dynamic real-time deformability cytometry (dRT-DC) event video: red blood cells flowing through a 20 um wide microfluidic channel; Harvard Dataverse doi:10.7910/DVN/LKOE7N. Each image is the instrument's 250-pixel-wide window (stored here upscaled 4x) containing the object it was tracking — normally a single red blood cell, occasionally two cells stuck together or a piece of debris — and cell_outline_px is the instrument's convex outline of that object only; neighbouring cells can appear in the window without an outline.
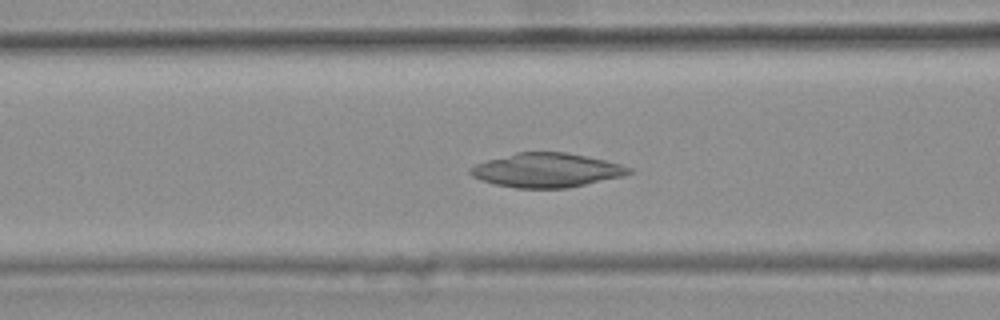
{"species": "common noctule bat (a hibernating species)", "species_latin": "Nyctalus noctula", "temperature_condition": "warm", "stored_images_in_passage": 45, "camera_frame_rate_fps": 3000, "um_per_image_px": 0.085, "animal": {"sex": "female", "body_mass_g": 25.1}, "frame": {"image": 1, "passage_image": 21, "time_ms": 6.667, "image_size_px": [1000, 320], "cell_outline_px": [[632, 172], [624, 176], [568, 188], [516, 188], [496, 184], [480, 180], [472, 176], [468, 172], [468, 168], [476, 164], [488, 160], [516, 152], [564, 152], [604, 160], [620, 164], [632, 168]], "centroid_in_image_um": [46.45, 14.47], "position_along_channel_um": 120.2, "area_um2": 31.44}}
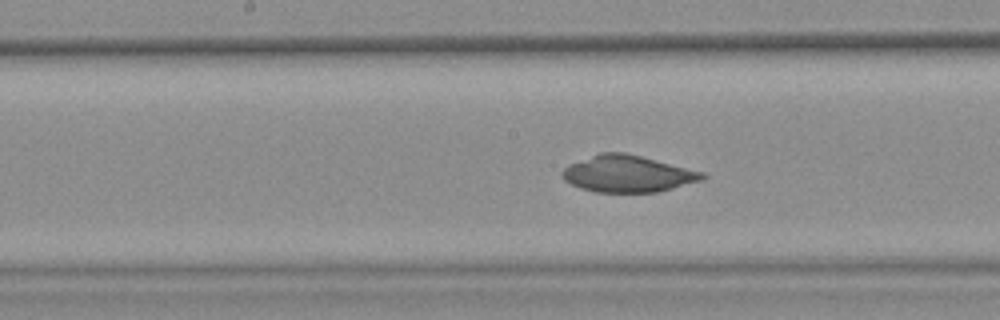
{"frame": {"image": 2, "passage_image": 27, "time_ms": 8.667, "image_size_px": [1000, 320], "cell_outline_px": [[708, 176], [704, 180], [660, 192], [596, 192], [580, 188], [564, 180], [560, 172], [568, 164], [600, 152], [624, 152], [704, 172]], "centroid_in_image_um": [53.36, 14.78], "position_along_channel_um": 194.8, "area_um2": 30.11}}
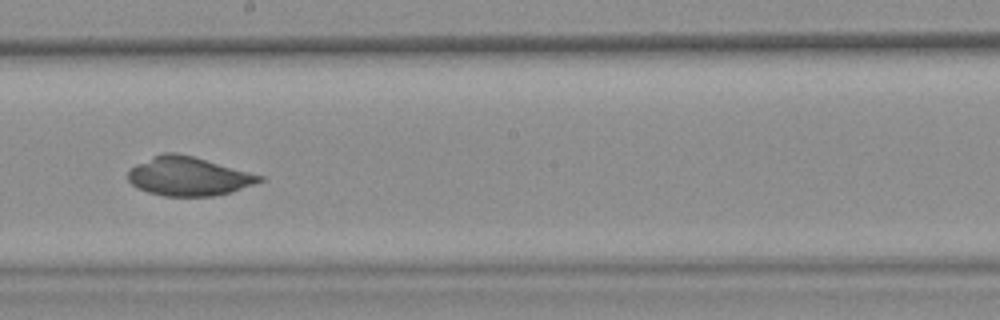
{"frame": {"image": 3, "passage_image": 30, "time_ms": 9.667, "image_size_px": [1000, 320], "cell_outline_px": [[264, 180], [232, 192], [212, 196], [164, 196], [148, 192], [136, 188], [128, 180], [128, 172], [136, 164], [152, 156], [164, 152], [176, 152], [192, 156], [264, 176]], "centroid_in_image_um": [16.0, 14.99], "position_along_channel_um": 232.2, "area_um2": 29.65}}